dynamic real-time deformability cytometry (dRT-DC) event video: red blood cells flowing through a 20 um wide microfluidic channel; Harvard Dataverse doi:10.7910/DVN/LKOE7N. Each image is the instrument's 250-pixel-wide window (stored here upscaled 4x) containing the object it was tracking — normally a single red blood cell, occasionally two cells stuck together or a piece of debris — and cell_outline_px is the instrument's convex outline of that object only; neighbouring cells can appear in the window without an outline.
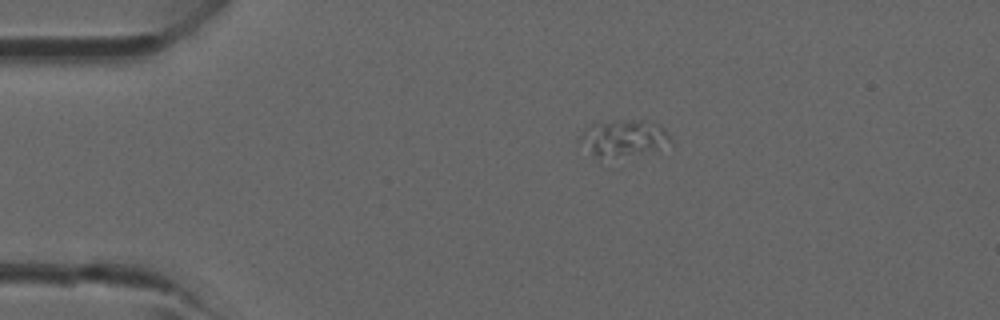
{"species": "common noctule bat (a hibernating species)", "species_latin": "Nyctalus noctula", "temperature_condition": "room temperature", "stored_images_in_passage": 3, "camera_frame_rate_fps": 3000, "um_per_image_px": 0.085, "animal": {"sex": "male", "forearm_length_mm": 52.5}, "frame": {"image": 1, "passage_image": 2, "time_ms": 9.333, "image_size_px": [1000, 320], "cell_outline_px": [[668, 140], [656, 148], [640, 152], [600, 156], [596, 156], [580, 140], [580, 136], [584, 128], [592, 124], [616, 120], [652, 120], [660, 124], [664, 128], [668, 136]], "centroid_in_image_um": [52.98, 11.63], "position_along_channel_um": 32.0, "area_um2": 17.98}}